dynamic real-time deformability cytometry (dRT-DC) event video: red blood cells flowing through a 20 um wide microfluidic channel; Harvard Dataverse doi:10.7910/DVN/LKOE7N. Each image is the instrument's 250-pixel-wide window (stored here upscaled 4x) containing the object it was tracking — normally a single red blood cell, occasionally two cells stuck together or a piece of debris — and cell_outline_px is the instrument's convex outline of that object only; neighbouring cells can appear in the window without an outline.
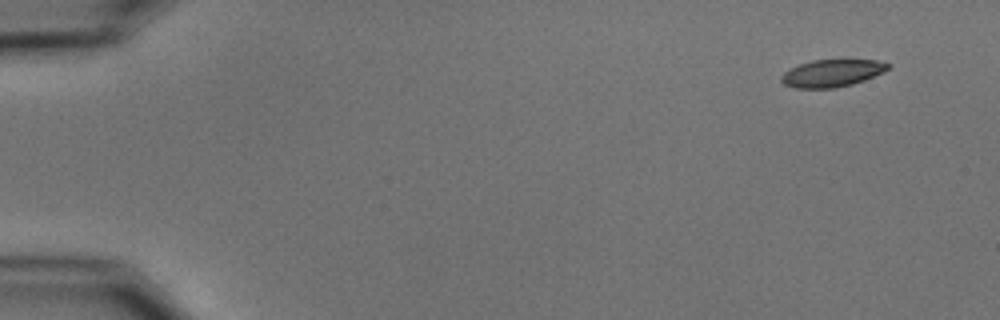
{"species": "common noctule bat (a hibernating species)", "species_latin": "Nyctalus noctula", "temperature_condition": "cold", "stored_images_in_passage": 5, "camera_frame_rate_fps": 3000, "um_per_image_px": 0.085, "animal": {"sex": "male", "body_mass_g": 15.6}, "frame": {"image": 1, "passage_image": 1, "time_ms": 0.0, "image_size_px": [1000, 320], "cell_outline_px": [[892, 64], [884, 72], [864, 80], [852, 84], [832, 88], [796, 88], [784, 84], [780, 80], [780, 76], [784, 72], [800, 64], [812, 60], [876, 60]], "centroid_in_image_um": [70.72, 6.22], "position_along_channel_um": 14.3, "area_um2": 16.88}}